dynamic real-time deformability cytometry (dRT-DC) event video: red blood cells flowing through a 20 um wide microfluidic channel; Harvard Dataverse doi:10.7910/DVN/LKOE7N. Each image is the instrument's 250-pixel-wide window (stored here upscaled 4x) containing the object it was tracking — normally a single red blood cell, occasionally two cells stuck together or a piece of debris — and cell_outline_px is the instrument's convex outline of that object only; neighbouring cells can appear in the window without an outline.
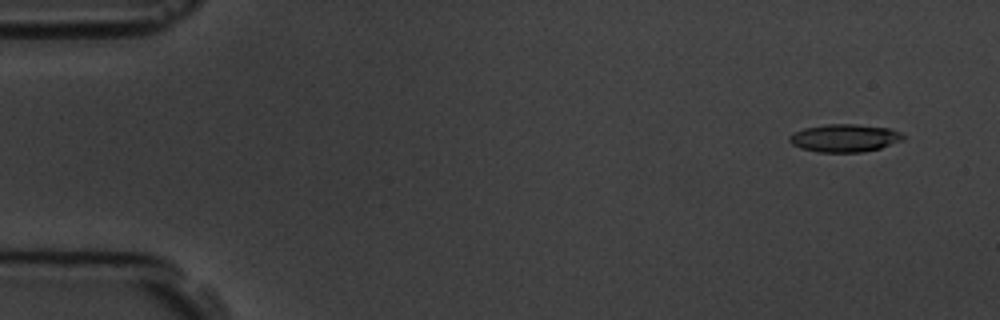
{"species": "common noctule bat (a hibernating species)", "species_latin": "Nyctalus noctula", "temperature_condition": "room temperature", "stored_images_in_passage": 57, "camera_frame_rate_fps": 3000, "um_per_image_px": 0.085, "animal": {"sex": "male", "body_mass_g": 19.5, "forearm_length_mm": 54.6}, "frame": {"image": 1, "passage_image": 4, "time_ms": 1.0, "image_size_px": [1000, 320], "cell_outline_px": [[904, 140], [880, 148], [864, 152], [816, 152], [800, 148], [792, 144], [788, 140], [788, 136], [792, 132], [804, 128], [828, 124], [856, 124], [888, 128], [900, 132], [904, 136]], "centroid_in_image_um": [71.76, 11.74], "position_along_channel_um": 13.2, "area_um2": 18.55}}
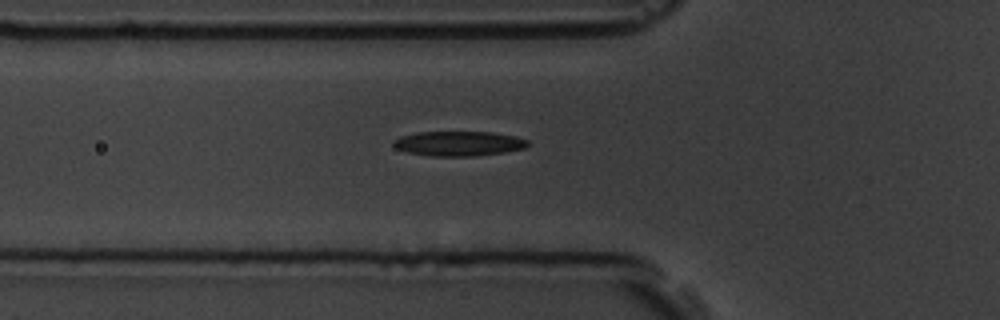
{"frame": {"image": 2, "passage_image": 20, "time_ms": 6.333, "image_size_px": [1000, 320], "cell_outline_px": [[528, 144], [524, 148], [504, 152], [472, 156], [432, 156], [408, 152], [396, 148], [392, 144], [392, 140], [400, 136], [416, 132], [492, 132], [516, 136], [528, 140]], "centroid_in_image_um": [38.96, 12.19], "position_along_channel_um": 86.8, "area_um2": 19.36}}
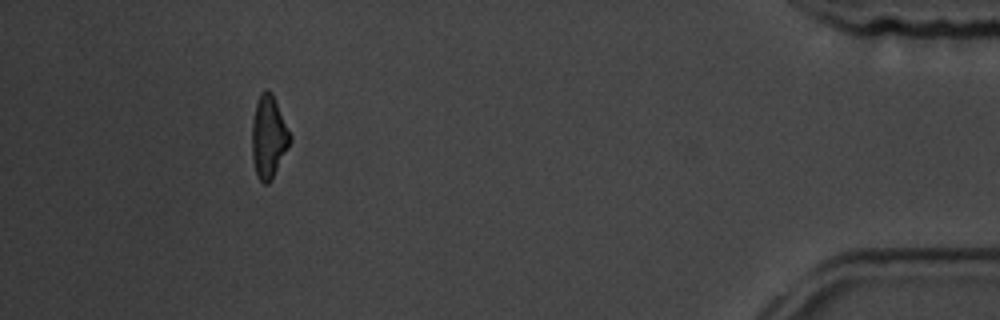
{"frame": {"image": 3, "passage_image": 52, "time_ms": 17.0, "image_size_px": [1000, 320], "cell_outline_px": [[292, 140], [272, 180], [268, 184], [264, 184], [260, 180], [256, 172], [252, 156], [252, 120], [256, 104], [260, 92], [264, 88], [268, 88], [272, 92], [292, 136]], "centroid_in_image_um": [22.84, 11.6], "position_along_channel_um": 412.4, "area_um2": 18.5}, "authors_computed_cell_mechanics": {"area_um2": 19.074, "velocity_mm_per_s": 3.6314, "shape_relaxation_time_tau1_ms": 6.0633, "shape_relaxation_time_tau2_ms": 7.1926, "deformation_change_tau1": 0.1589, "deformation_change_tau2": 0.1795}}